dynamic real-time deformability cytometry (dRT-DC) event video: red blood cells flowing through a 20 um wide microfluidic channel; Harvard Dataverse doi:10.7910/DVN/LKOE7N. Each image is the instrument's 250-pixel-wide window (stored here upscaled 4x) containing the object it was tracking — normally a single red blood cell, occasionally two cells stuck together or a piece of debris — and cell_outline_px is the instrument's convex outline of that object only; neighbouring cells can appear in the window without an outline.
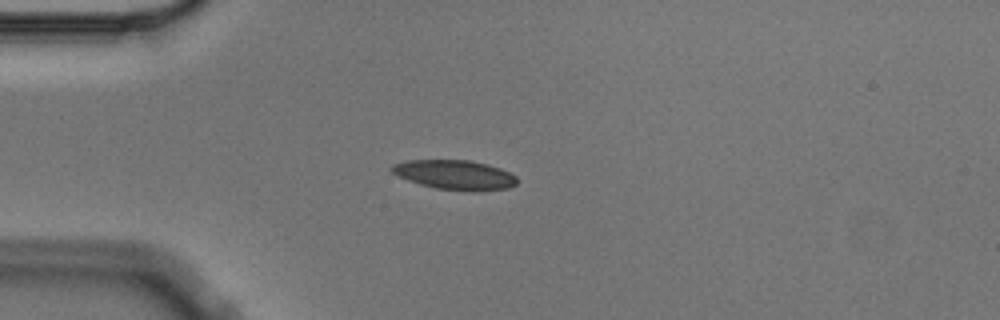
{"species": "Egyptian fruit bat (a non-hibernating species)", "species_latin": "Rousettus aegyptiacus", "temperature_condition": "cold", "stored_images_in_passage": 5, "camera_frame_rate_fps": 3000, "um_per_image_px": 0.085, "animal": {"sex": "male"}, "frame": {"image": 1, "passage_image": 3, "time_ms": 0.667, "image_size_px": [1000, 320], "cell_outline_px": [[516, 184], [508, 188], [476, 192], [436, 188], [420, 184], [408, 180], [392, 172], [388, 168], [392, 164], [408, 160], [468, 160], [488, 164], [500, 168], [516, 176]], "centroid_in_image_um": [38.66, 14.86], "position_along_channel_um": 46.3, "area_um2": 21.56}}
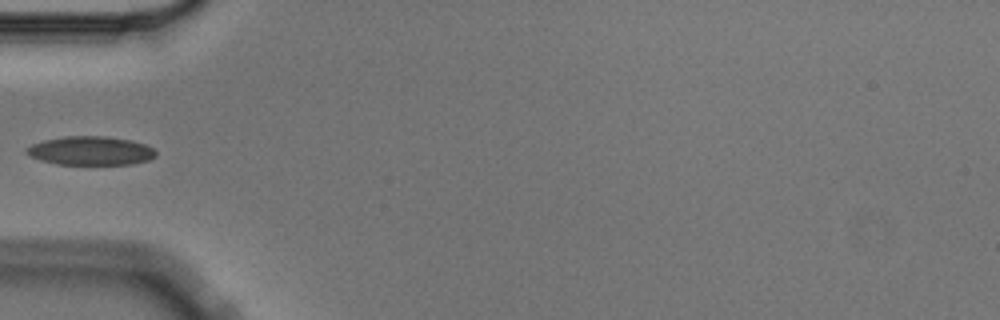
{"frame": {"image": 2, "passage_image": 4, "time_ms": 1.0, "image_size_px": [1000, 320], "cell_outline_px": [[156, 156], [148, 160], [132, 164], [56, 164], [40, 160], [24, 152], [24, 148], [32, 144], [44, 140], [68, 136], [104, 136], [132, 140], [144, 144], [152, 148], [156, 152]], "centroid_in_image_um": [7.69, 12.81], "position_along_channel_um": 77.3, "area_um2": 21.62}}
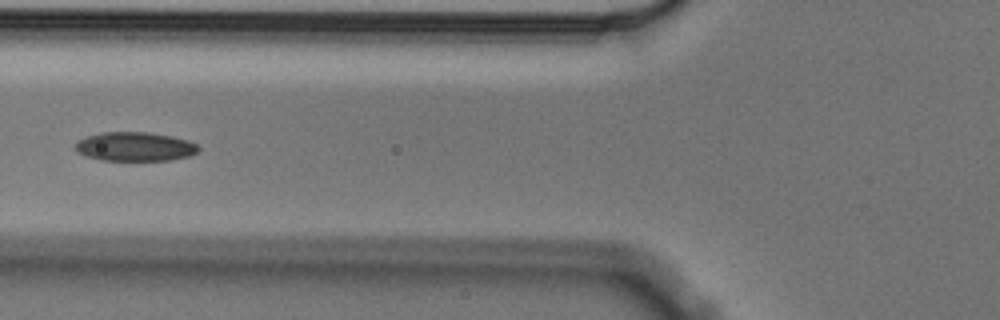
{"frame": {"image": 3, "passage_image": 5, "time_ms": 1.333, "image_size_px": [1000, 320], "cell_outline_px": [[200, 148], [196, 152], [188, 156], [172, 160], [100, 160], [84, 156], [76, 152], [76, 140], [100, 132], [148, 132], [172, 136], [188, 140], [196, 144]], "centroid_in_image_um": [11.44, 12.46], "position_along_channel_um": 114.4, "area_um2": 20.92}}